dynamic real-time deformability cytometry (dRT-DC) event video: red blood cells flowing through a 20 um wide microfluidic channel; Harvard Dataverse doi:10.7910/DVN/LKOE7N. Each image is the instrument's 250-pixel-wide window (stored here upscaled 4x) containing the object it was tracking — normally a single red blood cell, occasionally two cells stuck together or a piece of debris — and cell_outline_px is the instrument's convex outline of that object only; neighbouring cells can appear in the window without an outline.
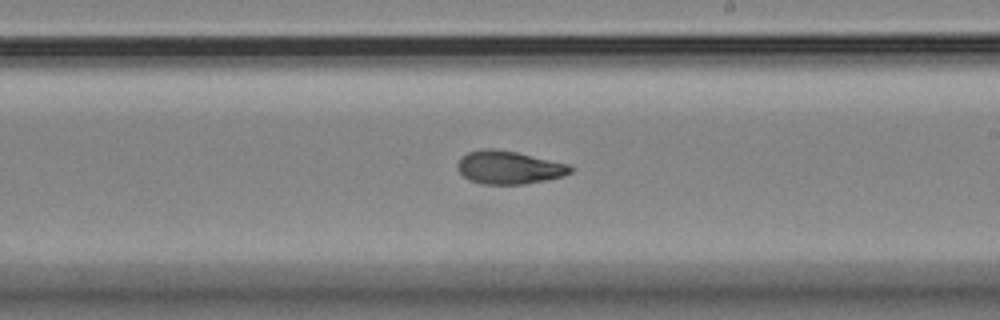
{"species": "Egyptian fruit bat (a non-hibernating species)", "species_latin": "Rousettus aegyptiacus", "temperature_condition": "room temperature", "stored_images_in_passage": 36, "camera_frame_rate_fps": 3000, "um_per_image_px": 0.085, "animal": {"sex": "female"}, "frame": {"image": 1, "passage_image": 25, "time_ms": 8.0, "image_size_px": [1000, 320], "cell_outline_px": [[576, 168], [572, 172], [564, 176], [524, 184], [480, 184], [468, 180], [456, 168], [456, 164], [468, 152], [480, 148], [496, 148], [516, 152], [568, 164]], "centroid_in_image_um": [43.25, 14.23], "position_along_channel_um": 245.7, "area_um2": 21.91}}
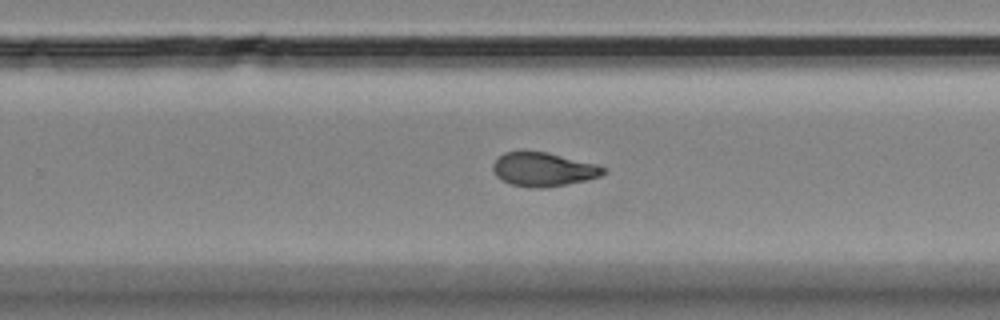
{"frame": {"image": 2, "passage_image": 28, "time_ms": 9.0, "image_size_px": [1000, 320], "cell_outline_px": [[608, 172], [600, 176], [588, 180], [544, 188], [528, 188], [512, 184], [500, 180], [496, 176], [492, 168], [492, 164], [504, 152], [548, 152], [596, 164], [608, 168]], "centroid_in_image_um": [46.21, 14.41], "position_along_channel_um": 283.6, "area_um2": 21.91}}
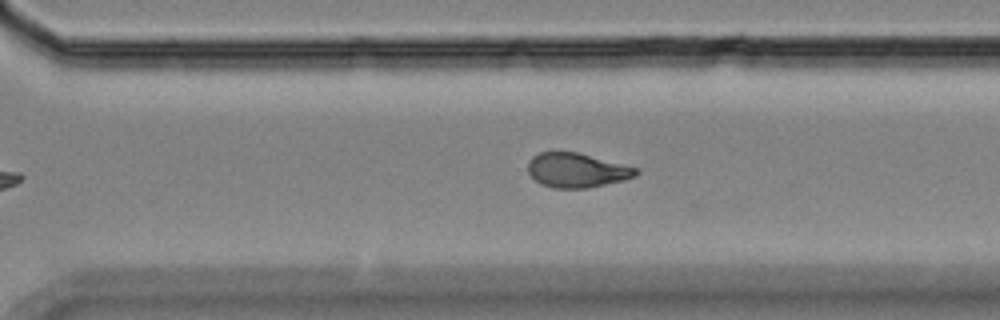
{"frame": {"image": 3, "passage_image": 31, "time_ms": 10.0, "image_size_px": [1000, 320], "cell_outline_px": [[640, 172], [636, 176], [624, 180], [588, 188], [552, 188], [540, 184], [528, 172], [528, 160], [532, 156], [540, 152], [576, 152], [640, 168]], "centroid_in_image_um": [49.04, 14.47], "position_along_channel_um": 321.6, "area_um2": 21.79}}